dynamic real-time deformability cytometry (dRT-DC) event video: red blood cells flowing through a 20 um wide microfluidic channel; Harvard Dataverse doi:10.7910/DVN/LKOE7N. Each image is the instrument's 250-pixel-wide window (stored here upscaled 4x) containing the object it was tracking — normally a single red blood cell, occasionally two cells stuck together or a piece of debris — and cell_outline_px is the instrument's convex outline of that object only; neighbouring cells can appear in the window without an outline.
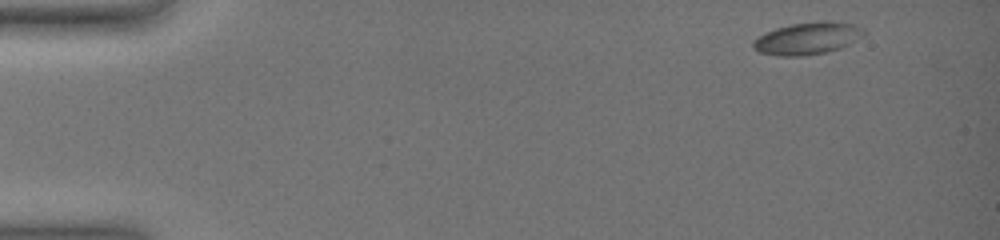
{"species": "common noctule bat (a hibernating species)", "species_latin": "Nyctalus noctula", "temperature_condition": "warm", "stored_images_in_passage": 18, "camera_frame_rate_fps": 3000, "um_per_image_px": 0.085, "animal": {"sex": "female", "body_mass_g": 19.0, "forearm_length_mm": 51.5}, "frame": {"image": 1, "passage_image": 1, "time_ms": 0.0, "image_size_px": [1000, 240], "cell_outline_px": [[868, 32], [864, 36], [840, 48], [828, 52], [804, 56], [780, 56], [760, 52], [752, 48], [752, 40], [776, 28], [792, 24], [820, 20], [824, 20], [856, 24], [864, 28]], "centroid_in_image_um": [68.69, 3.25], "position_along_channel_um": 16.3, "area_um2": 20.98}}
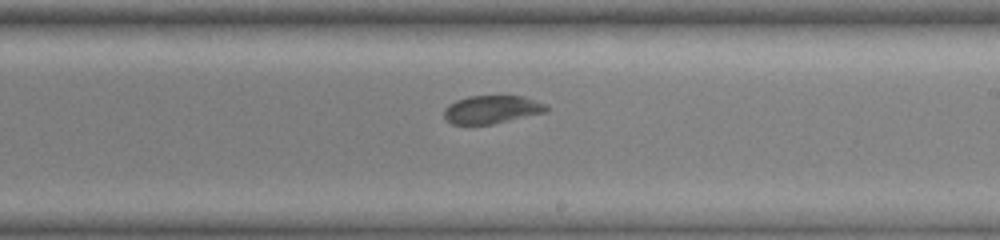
{"frame": {"image": 2, "passage_image": 12, "time_ms": 10.0, "image_size_px": [1000, 240], "cell_outline_px": [[548, 108], [544, 112], [492, 124], [452, 124], [444, 120], [444, 108], [448, 104], [456, 100], [468, 96], [524, 96], [548, 104]], "centroid_in_image_um": [41.76, 9.3], "position_along_channel_um": 247.2, "area_um2": 16.76}}
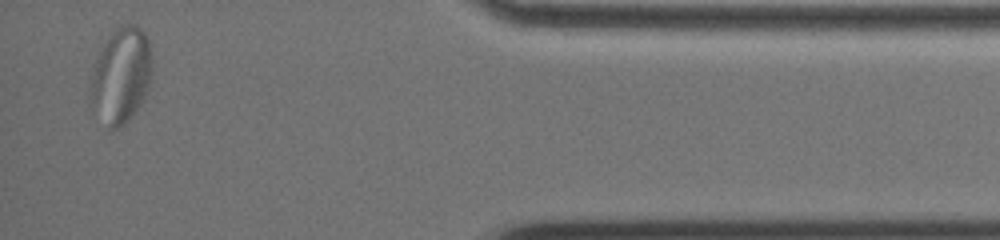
{"frame": {"image": 3, "passage_image": 18, "time_ms": 16.0, "image_size_px": [1000, 240], "cell_outline_px": [[152, 72], [148, 88], [144, 100], [128, 120], [124, 124], [116, 128], [108, 128], [92, 104], [92, 76], [96, 60], [108, 36], [120, 24], [132, 24], [140, 28], [144, 32], [148, 40], [152, 52]], "centroid_in_image_um": [10.35, 6.37], "position_along_channel_um": 424.9, "area_um2": 33.81}, "authors_computed_cell_mechanics": {"area_um2": 18.9295, "velocity_mm_per_s": 3.5474, "shape_relaxation_time_tau1_ms": null, "shape_relaxation_time_tau2_ms": 1.3849, "deformation_change_tau1": null, "deformation_change_tau2": 0.0331}}